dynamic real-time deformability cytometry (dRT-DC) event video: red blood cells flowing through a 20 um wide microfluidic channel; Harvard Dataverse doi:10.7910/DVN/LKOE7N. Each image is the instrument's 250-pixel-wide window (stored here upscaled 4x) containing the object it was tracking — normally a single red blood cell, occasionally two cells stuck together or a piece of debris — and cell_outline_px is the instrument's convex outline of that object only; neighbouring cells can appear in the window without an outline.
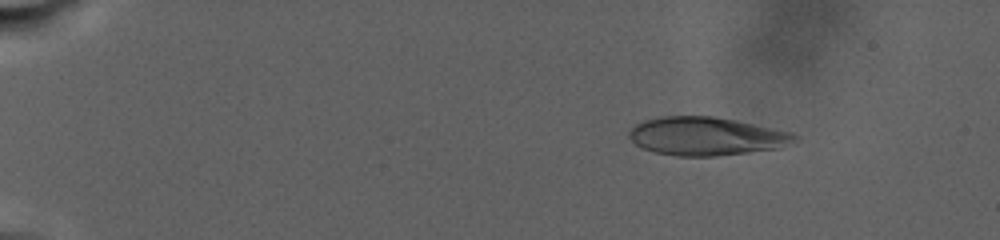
{"species": "human", "species_latin": "Homo sapiens", "temperature_condition": "warm", "stored_images_in_passage": 67, "camera_frame_rate_fps": 3000, "um_per_image_px": 0.085, "donor": {"sex": "male"}, "frame": {"image": 1, "passage_image": 13, "time_ms": 5.333, "image_size_px": [1000, 240], "cell_outline_px": [[800, 140], [780, 148], [716, 156], [676, 156], [656, 152], [644, 148], [636, 144], [628, 136], [628, 132], [636, 124], [644, 120], [660, 116], [716, 116], [736, 120], [792, 132], [800, 136]], "centroid_in_image_um": [60.08, 11.57], "position_along_channel_um": 24.9, "area_um2": 37.17}}
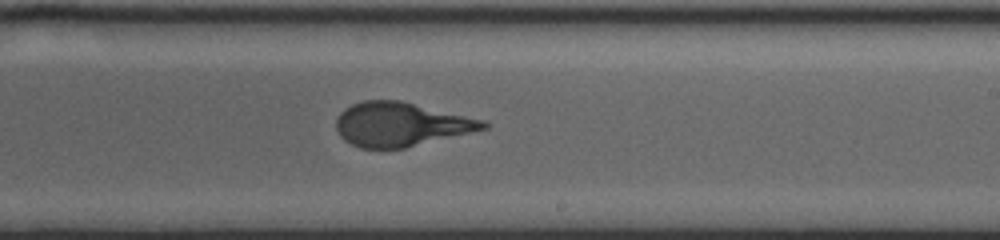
{"frame": {"image": 2, "passage_image": 44, "time_ms": 21.667, "image_size_px": [1000, 240], "cell_outline_px": [[492, 124], [488, 128], [404, 148], [360, 148], [344, 140], [340, 136], [336, 128], [336, 120], [340, 112], [344, 108], [352, 104], [364, 100], [400, 100], [484, 120]], "centroid_in_image_um": [34.06, 10.56], "position_along_channel_um": 254.9, "area_um2": 37.57}}
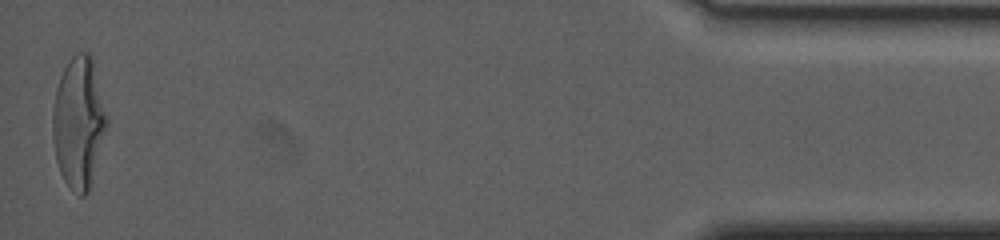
{"frame": {"image": 3, "passage_image": 67, "time_ms": 33.0, "image_size_px": [1000, 240], "cell_outline_px": [[108, 124], [88, 192], [84, 196], [80, 196], [64, 180], [60, 172], [56, 160], [52, 136], [52, 112], [56, 88], [60, 76], [68, 60], [76, 52], [88, 52], [92, 56], [108, 116]], "centroid_in_image_um": [6.69, 10.36], "position_along_channel_um": 428.5, "area_um2": 41.56}}